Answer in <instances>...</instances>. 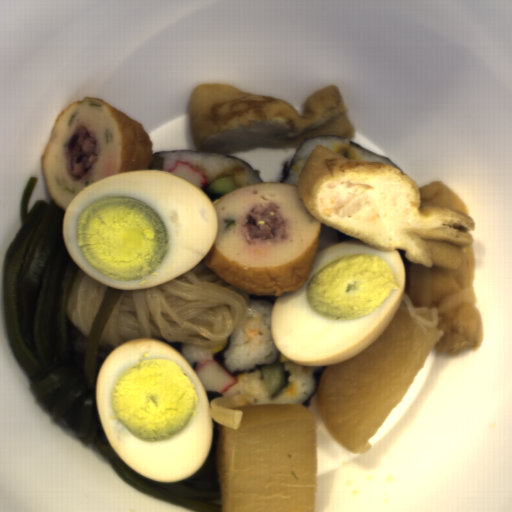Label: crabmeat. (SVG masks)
Returning <instances> with one entry per match:
<instances>
[{"label": "crabmeat", "mask_w": 512, "mask_h": 512, "mask_svg": "<svg viewBox=\"0 0 512 512\" xmlns=\"http://www.w3.org/2000/svg\"><path fill=\"white\" fill-rule=\"evenodd\" d=\"M205 392L223 393L236 384V379L214 358L205 359L195 368Z\"/></svg>", "instance_id": "f7934b28"}, {"label": "crabmeat", "mask_w": 512, "mask_h": 512, "mask_svg": "<svg viewBox=\"0 0 512 512\" xmlns=\"http://www.w3.org/2000/svg\"><path fill=\"white\" fill-rule=\"evenodd\" d=\"M168 173H171L173 175H176L178 177H181L183 179L188 180L201 190L206 185L208 179L206 175L189 165L188 163L176 161L175 166L168 171Z\"/></svg>", "instance_id": "ab03a17e"}]
</instances>
